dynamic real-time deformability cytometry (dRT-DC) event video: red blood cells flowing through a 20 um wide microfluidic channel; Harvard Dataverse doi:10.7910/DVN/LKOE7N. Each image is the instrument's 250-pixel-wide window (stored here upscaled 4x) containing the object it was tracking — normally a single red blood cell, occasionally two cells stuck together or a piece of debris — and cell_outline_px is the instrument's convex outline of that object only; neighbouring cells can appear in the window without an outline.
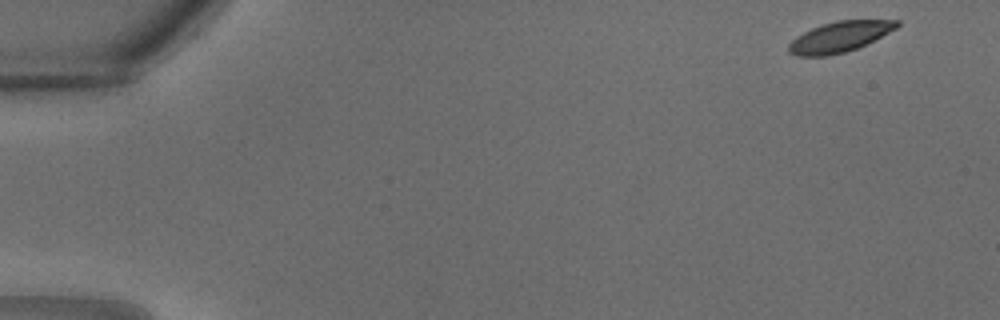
{"species": "common noctule bat (a hibernating species)", "species_latin": "Nyctalus noctula", "temperature_condition": "warm", "stored_images_in_passage": 32, "camera_frame_rate_fps": 3000, "um_per_image_px": 0.085, "animal": {"sex": "male", "body_mass_g": 18.8}, "frame": {"image": 1, "passage_image": 1, "time_ms": 0.0, "image_size_px": [1000, 320], "cell_outline_px": [[900, 24], [896, 28], [856, 48], [844, 52], [828, 56], [796, 56], [788, 52], [788, 44], [796, 36], [812, 28], [836, 20], [900, 20]], "centroid_in_image_um": [71.31, 3.13], "position_along_channel_um": 13.7, "area_um2": 18.96}}
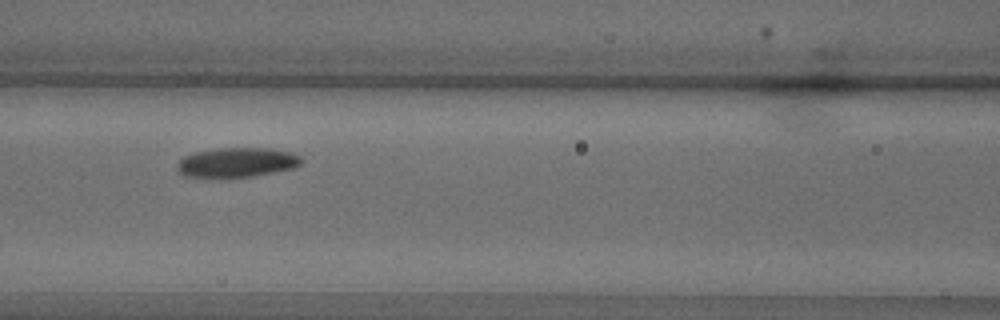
{"frame": {"image": 2, "passage_image": 14, "time_ms": 4.333, "image_size_px": [1000, 320], "cell_outline_px": [[304, 160], [300, 164], [292, 168], [252, 176], [216, 180], [184, 176], [176, 168], [176, 164], [184, 156], [196, 152], [224, 148], [268, 148], [288, 152], [300, 156]], "centroid_in_image_um": [20.06, 13.85], "position_along_channel_um": 146.5, "area_um2": 21.79}}
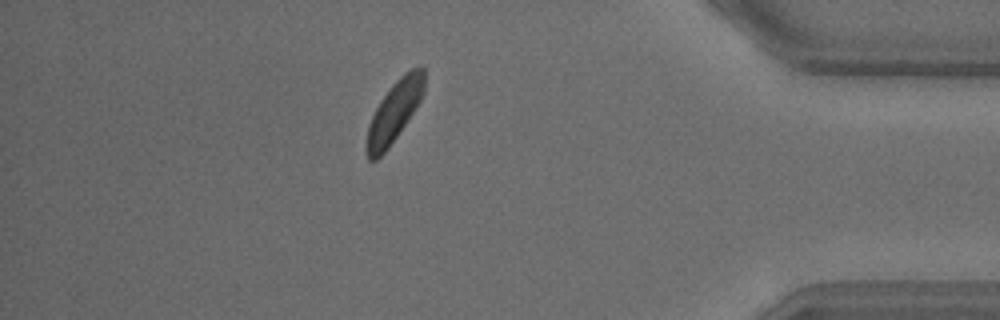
{"frame": {"image": 3, "passage_image": 28, "time_ms": 9.0, "image_size_px": [1000, 320], "cell_outline_px": [[424, 92], [420, 100], [388, 148], [376, 160], [368, 160], [364, 148], [364, 144], [368, 124], [380, 100], [392, 84], [404, 72], [412, 68], [424, 68]], "centroid_in_image_um": [33.45, 9.51], "position_along_channel_um": 401.7, "area_um2": 20.23}}